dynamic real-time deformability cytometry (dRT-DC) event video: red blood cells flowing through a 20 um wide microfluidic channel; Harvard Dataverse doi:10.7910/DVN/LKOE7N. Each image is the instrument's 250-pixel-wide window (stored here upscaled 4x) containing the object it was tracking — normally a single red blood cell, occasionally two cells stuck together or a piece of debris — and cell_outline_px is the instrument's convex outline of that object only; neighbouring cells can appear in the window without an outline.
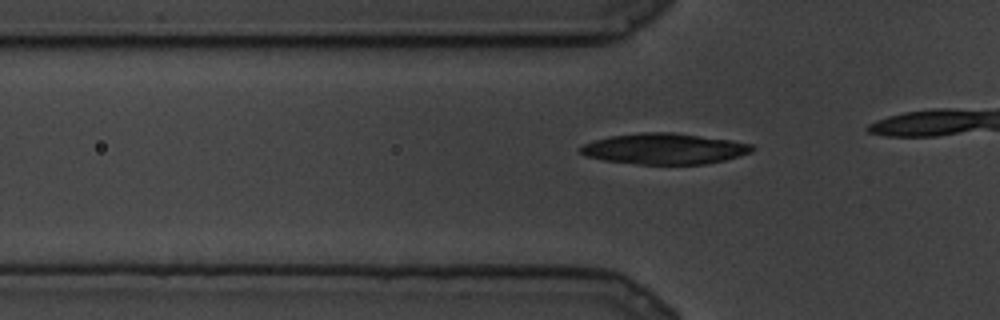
{"species": "common noctule bat (a hibernating species)", "species_latin": "Nyctalus noctula", "temperature_condition": "cold", "stored_images_in_passage": 31, "camera_frame_rate_fps": 3000, "um_per_image_px": 0.085, "animal": {"sex": "male", "body_mass_g": 19.5, "forearm_length_mm": 54.6}, "frame": {"image": 1, "passage_image": 22, "time_ms": 7.0, "image_size_px": [1000, 320], "cell_outline_px": [[756, 148], [752, 152], [740, 156], [724, 160], [704, 164], [640, 164], [604, 160], [584, 156], [576, 148], [584, 144], [596, 140], [612, 136], [640, 132], [672, 132], [732, 140], [752, 144]], "centroid_in_image_um": [56.48, 12.64], "position_along_channel_um": 69.3, "area_um2": 30.92}}